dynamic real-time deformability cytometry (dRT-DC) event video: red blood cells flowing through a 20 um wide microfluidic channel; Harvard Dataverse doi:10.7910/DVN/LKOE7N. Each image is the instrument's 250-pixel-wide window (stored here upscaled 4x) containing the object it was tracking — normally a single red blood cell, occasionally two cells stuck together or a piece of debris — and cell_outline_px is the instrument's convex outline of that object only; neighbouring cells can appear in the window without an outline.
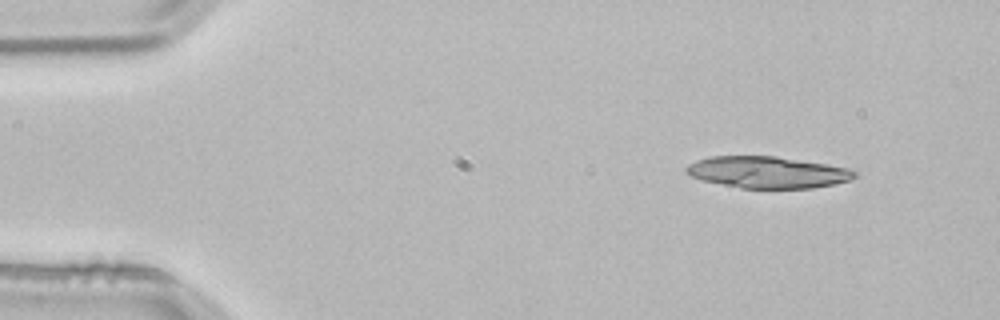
{"species": "common noctule bat (a hibernating species)", "species_latin": "Nyctalus noctula", "temperature_condition": "room temperature", "stored_images_in_passage": 4, "camera_frame_rate_fps": 3000, "um_per_image_px": 0.085, "animal": {"sex": "male", "body_mass_g": 21.5, "forearm_length_mm": 52.0}, "frame": {"image": 1, "passage_image": 1, "time_ms": 0.0, "image_size_px": [1000, 320], "cell_outline_px": [[856, 176], [848, 180], [836, 184], [812, 188], [740, 188], [704, 180], [692, 176], [684, 172], [684, 168], [688, 164], [696, 160], [712, 156], [776, 156], [824, 164], [844, 168], [856, 172]], "centroid_in_image_um": [65.18, 14.64], "position_along_channel_um": 19.8, "area_um2": 30.69}}